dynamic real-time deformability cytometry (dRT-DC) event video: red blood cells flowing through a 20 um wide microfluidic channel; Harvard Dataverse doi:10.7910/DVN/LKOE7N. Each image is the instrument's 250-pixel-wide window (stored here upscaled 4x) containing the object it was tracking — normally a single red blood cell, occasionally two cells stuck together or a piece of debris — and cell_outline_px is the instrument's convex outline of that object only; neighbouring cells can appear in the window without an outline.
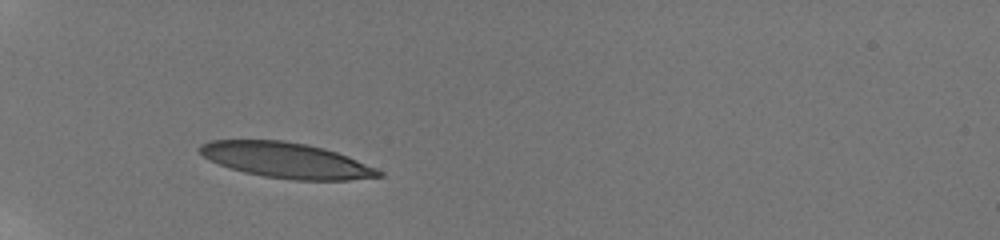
{"species": "human", "species_latin": "Homo sapiens", "temperature_condition": "room temperature", "stored_images_in_passage": 35, "camera_frame_rate_fps": 3000, "um_per_image_px": 0.085, "donor": {"sex": "male"}, "frame": {"image": 1, "passage_image": 1, "time_ms": 0.0, "image_size_px": [1000, 240], "cell_outline_px": [[384, 176], [348, 180], [296, 180], [264, 176], [244, 172], [208, 160], [196, 148], [200, 144], [208, 140], [284, 140], [308, 144], [324, 148], [348, 156], [376, 168], [384, 172]], "centroid_in_image_um": [24.33, 13.61], "position_along_channel_um": 60.7, "area_um2": 36.99}}
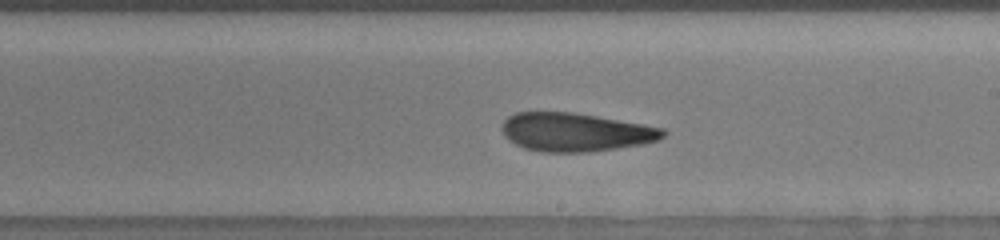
{"frame": {"image": 2, "passage_image": 17, "time_ms": 5.333, "image_size_px": [1000, 240], "cell_outline_px": [[668, 132], [660, 140], [644, 144], [588, 152], [544, 152], [524, 148], [508, 140], [504, 136], [500, 128], [504, 120], [508, 116], [516, 112], [572, 112], [644, 124], [664, 128]], "centroid_in_image_um": [48.92, 11.23], "position_along_channel_um": 240.1, "area_um2": 36.36}}
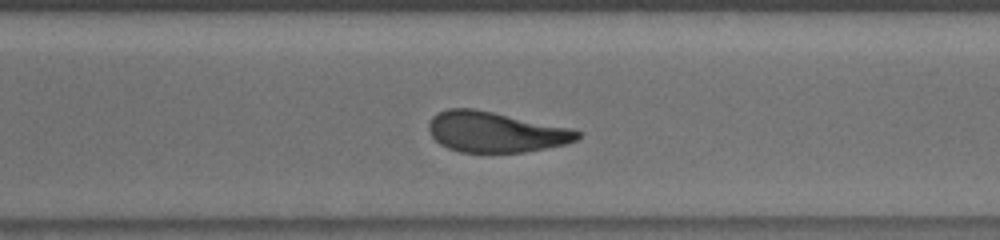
{"frame": {"image": 3, "passage_image": 24, "time_ms": 7.667, "image_size_px": [1000, 240], "cell_outline_px": [[580, 136], [576, 140], [564, 144], [524, 152], [460, 152], [448, 148], [440, 144], [432, 136], [428, 128], [428, 124], [432, 116], [448, 108], [472, 108], [572, 128], [580, 132]], "centroid_in_image_um": [42.09, 11.22], "position_along_channel_um": 328.5, "area_um2": 34.8}, "authors_computed_cell_mechanics": {"area_um2": 36.4718, "velocity_mm_per_s": 3.7909, "shape_relaxation_time_tau1_ms": null, "shape_relaxation_time_tau2_ms": 2.641, "deformation_change_tau1": null, "deformation_change_tau2": 0.113}}